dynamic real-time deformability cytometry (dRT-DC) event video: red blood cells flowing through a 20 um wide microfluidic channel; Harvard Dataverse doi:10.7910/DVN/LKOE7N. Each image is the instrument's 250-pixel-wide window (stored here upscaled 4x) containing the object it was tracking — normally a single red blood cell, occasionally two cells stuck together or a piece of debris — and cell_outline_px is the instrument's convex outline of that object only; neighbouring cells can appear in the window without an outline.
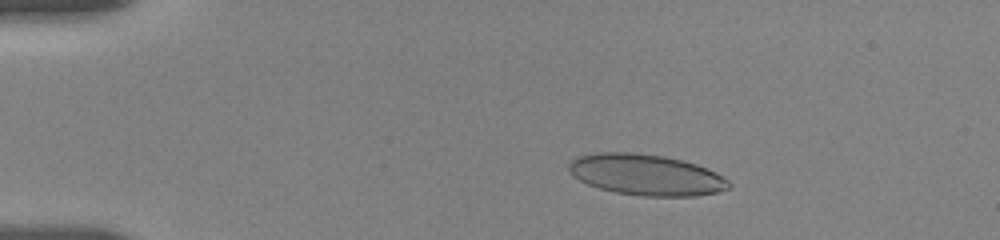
{"species": "human", "species_latin": "Homo sapiens", "temperature_condition": "room temperature", "stored_images_in_passage": 35, "camera_frame_rate_fps": 3000, "um_per_image_px": 0.085, "donor": {"sex": "female"}, "frame": {"image": 1, "passage_image": 7, "time_ms": 3.0, "image_size_px": [1000, 240], "cell_outline_px": [[732, 188], [716, 192], [696, 196], [644, 196], [616, 192], [600, 188], [588, 184], [572, 176], [568, 168], [568, 164], [576, 156], [596, 152], [632, 152], [664, 156], [696, 164], [716, 172], [728, 180], [732, 184]], "centroid_in_image_um": [54.91, 14.85], "position_along_channel_um": 30.1, "area_um2": 38.32}}
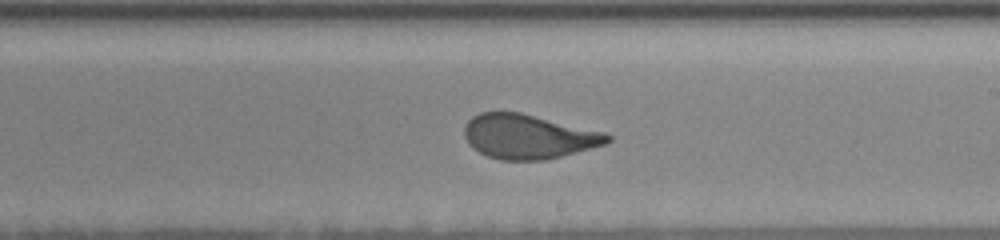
{"frame": {"image": 2, "passage_image": 18, "time_ms": 10.667, "image_size_px": [1000, 240], "cell_outline_px": [[612, 140], [604, 144], [560, 156], [544, 160], [500, 160], [488, 156], [472, 148], [468, 144], [464, 136], [464, 128], [468, 120], [472, 116], [480, 112], [520, 112], [604, 132], [612, 136]], "centroid_in_image_um": [44.87, 11.6], "position_along_channel_um": 244.1, "area_um2": 36.82}}
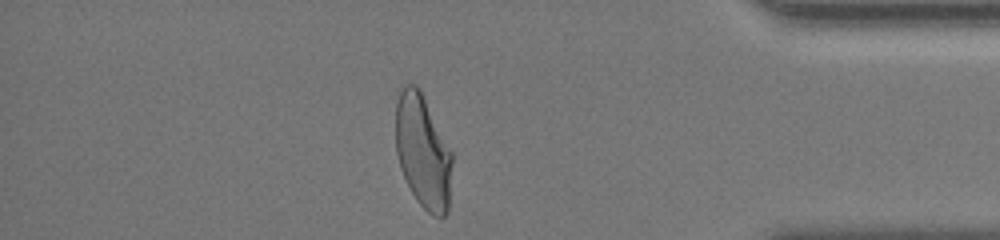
{"frame": {"image": 3, "passage_image": 30, "time_ms": 15.667, "image_size_px": [1000, 240], "cell_outline_px": [[452, 164], [448, 212], [444, 216], [432, 216], [416, 200], [400, 168], [396, 152], [396, 104], [400, 92], [408, 84], [416, 84], [420, 88], [452, 152]], "centroid_in_image_um": [35.95, 12.89], "position_along_channel_um": 399.2, "area_um2": 37.28}, "authors_computed_cell_mechanics": {"area_um2": 37.8012, "velocity_mm_per_s": 3.6355, "shape_relaxation_time_tau1_ms": 3.3462, "shape_relaxation_time_tau2_ms": null, "deformation_change_tau1": 0.1558, "deformation_change_tau2": null}}